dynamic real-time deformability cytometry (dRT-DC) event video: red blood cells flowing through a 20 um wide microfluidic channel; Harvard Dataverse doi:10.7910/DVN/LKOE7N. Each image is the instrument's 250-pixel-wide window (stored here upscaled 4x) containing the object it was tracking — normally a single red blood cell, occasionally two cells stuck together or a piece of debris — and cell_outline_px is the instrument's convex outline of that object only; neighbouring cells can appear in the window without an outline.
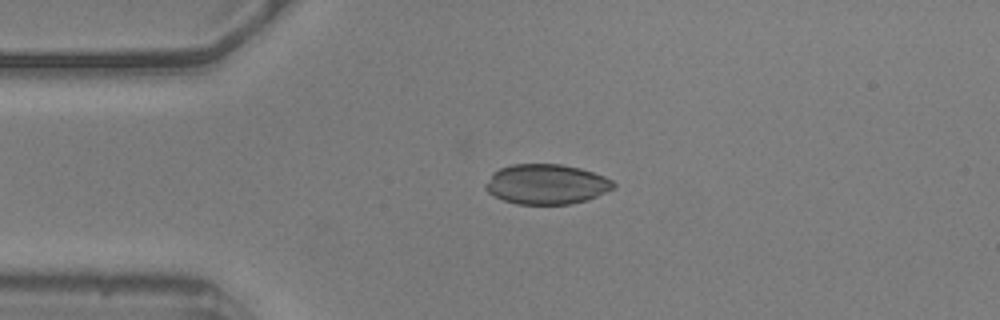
{"species": "common noctule bat (a hibernating species)", "species_latin": "Nyctalus noctula", "temperature_condition": "warm", "stored_images_in_passage": 5, "camera_frame_rate_fps": 3000, "um_per_image_px": 0.085, "animal": {"sex": "male", "body_mass_g": 20.5, "forearm_length_mm": 52.5}, "frame": {"image": 1, "passage_image": 1, "time_ms": 0.0, "image_size_px": [1000, 320], "cell_outline_px": [[616, 188], [588, 200], [568, 204], [516, 204], [504, 200], [488, 192], [484, 188], [484, 184], [492, 172], [500, 168], [512, 164], [560, 164], [580, 168], [604, 176], [612, 180], [616, 184]], "centroid_in_image_um": [46.45, 15.65], "position_along_channel_um": 38.6, "area_um2": 30.0}}